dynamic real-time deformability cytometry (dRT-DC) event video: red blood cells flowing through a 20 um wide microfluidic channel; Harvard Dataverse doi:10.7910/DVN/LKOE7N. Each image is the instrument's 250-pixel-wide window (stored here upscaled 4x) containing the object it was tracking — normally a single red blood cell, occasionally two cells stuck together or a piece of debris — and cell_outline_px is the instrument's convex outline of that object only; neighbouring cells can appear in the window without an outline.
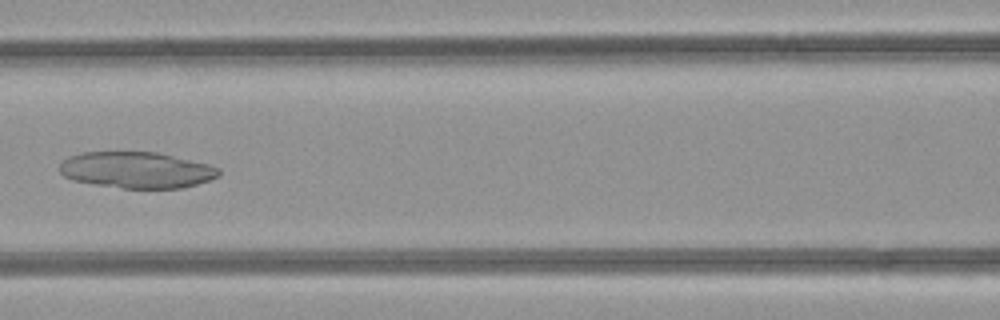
{"species": "common noctule bat (a hibernating species)", "species_latin": "Nyctalus noctula", "temperature_condition": "room temperature", "stored_images_in_passage": 24, "camera_frame_rate_fps": 3000, "um_per_image_px": 0.085, "animal": {"sex": "female", "body_mass_g": 21.9}, "frame": {"image": 1, "passage_image": 11, "time_ms": 3.333, "image_size_px": [1000, 320], "cell_outline_px": [[220, 176], [196, 184], [180, 188], [124, 188], [96, 184], [72, 180], [64, 176], [60, 172], [60, 164], [68, 156], [84, 152], [156, 152], [208, 164], [220, 168]], "centroid_in_image_um": [11.61, 14.45], "position_along_channel_um": 155.0, "area_um2": 33.41}}
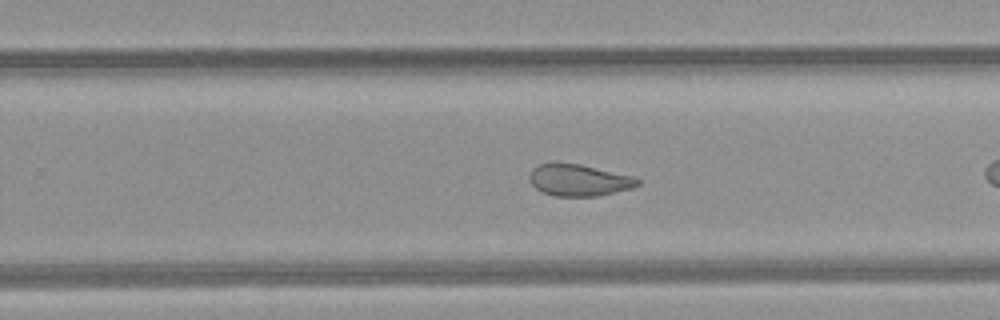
{"frame": {"image": 2, "passage_image": 17, "time_ms": 5.333, "image_size_px": [1000, 320], "cell_outline_px": [[640, 184], [632, 188], [600, 196], [556, 196], [540, 192], [528, 180], [528, 176], [532, 168], [540, 164], [580, 164], [632, 176], [640, 180]], "centroid_in_image_um": [49.19, 15.33], "position_along_channel_um": 280.6, "area_um2": 19.88}}